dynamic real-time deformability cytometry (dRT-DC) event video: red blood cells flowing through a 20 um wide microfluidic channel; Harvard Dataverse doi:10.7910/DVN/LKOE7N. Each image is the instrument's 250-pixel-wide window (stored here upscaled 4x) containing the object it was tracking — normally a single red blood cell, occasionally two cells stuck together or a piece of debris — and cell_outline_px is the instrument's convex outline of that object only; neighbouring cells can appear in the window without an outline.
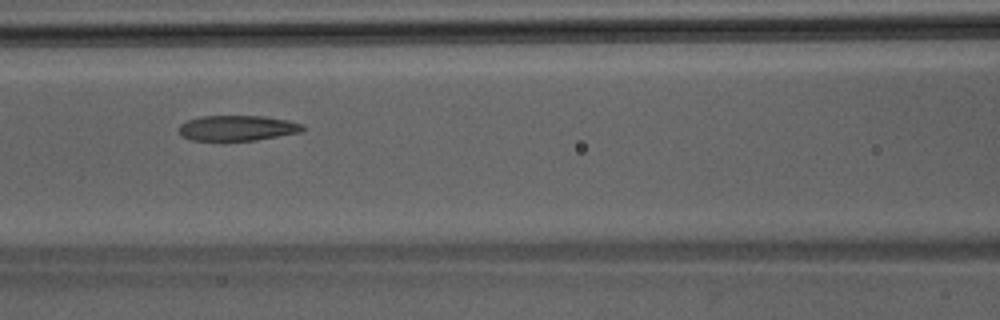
{"species": "Egyptian fruit bat (a non-hibernating species)", "species_latin": "Rousettus aegyptiacus", "temperature_condition": "room temperature", "stored_images_in_passage": 5, "camera_frame_rate_fps": 3000, "um_per_image_px": 0.085, "animal": {"sex": "male"}, "frame": {"image": 1, "passage_image": 5, "time_ms": 1.333, "image_size_px": [1000, 320], "cell_outline_px": [[304, 128], [300, 132], [256, 140], [220, 144], [192, 140], [180, 136], [176, 128], [180, 124], [188, 120], [200, 116], [264, 116], [288, 120], [304, 124]], "centroid_in_image_um": [20.07, 10.93], "position_along_channel_um": 146.5, "area_um2": 19.31}}